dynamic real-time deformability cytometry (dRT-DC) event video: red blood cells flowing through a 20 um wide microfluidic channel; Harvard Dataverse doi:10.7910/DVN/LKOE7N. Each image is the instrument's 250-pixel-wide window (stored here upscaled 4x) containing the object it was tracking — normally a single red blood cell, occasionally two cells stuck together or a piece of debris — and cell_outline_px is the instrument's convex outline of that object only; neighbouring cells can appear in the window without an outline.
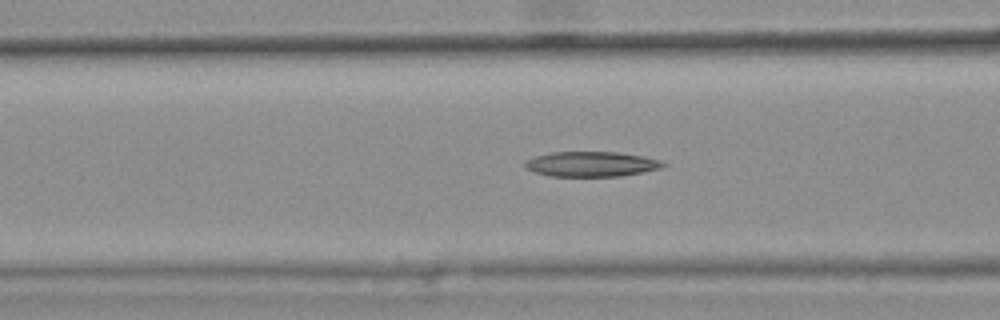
{"species": "common noctule bat (a hibernating species)", "species_latin": "Nyctalus noctula", "temperature_condition": "warm", "stored_images_in_passage": 44, "camera_frame_rate_fps": 3000, "um_per_image_px": 0.085, "animal": {"sex": "female", "body_mass_g": 25.1}, "frame": {"image": 1, "passage_image": 19, "time_ms": 6.0, "image_size_px": [1000, 320], "cell_outline_px": [[668, 164], [660, 168], [620, 176], [552, 176], [536, 172], [524, 168], [524, 160], [536, 156], [552, 152], [616, 152], [644, 156], [660, 160]], "centroid_in_image_um": [50.24, 13.94], "position_along_channel_um": 116.4, "area_um2": 20.06}}